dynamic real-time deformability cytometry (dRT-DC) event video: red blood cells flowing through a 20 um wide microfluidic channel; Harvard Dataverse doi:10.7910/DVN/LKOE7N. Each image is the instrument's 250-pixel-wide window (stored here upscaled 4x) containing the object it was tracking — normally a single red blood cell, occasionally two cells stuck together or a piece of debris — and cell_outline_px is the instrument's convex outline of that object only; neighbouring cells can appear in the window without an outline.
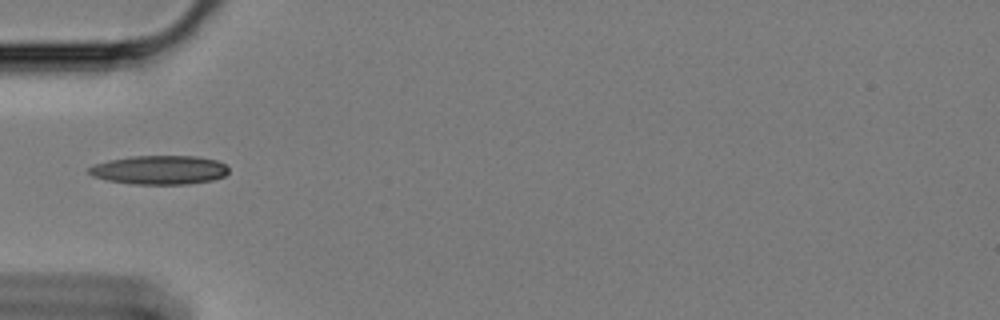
{"species": "Egyptian fruit bat (a non-hibernating species)", "species_latin": "Rousettus aegyptiacus", "temperature_condition": "cold", "stored_images_in_passage": 41, "camera_frame_rate_fps": 3000, "um_per_image_px": 0.085, "animal": {"sex": "female"}, "frame": {"image": 1, "passage_image": 1, "time_ms": 0.0, "image_size_px": [1000, 320], "cell_outline_px": [[228, 172], [224, 176], [212, 180], [188, 184], [132, 184], [108, 180], [92, 176], [88, 172], [88, 168], [96, 164], [108, 160], [132, 156], [196, 156], [216, 160], [224, 164], [228, 168]], "centroid_in_image_um": [13.55, 14.44], "position_along_channel_um": 71.4, "area_um2": 23.47}}
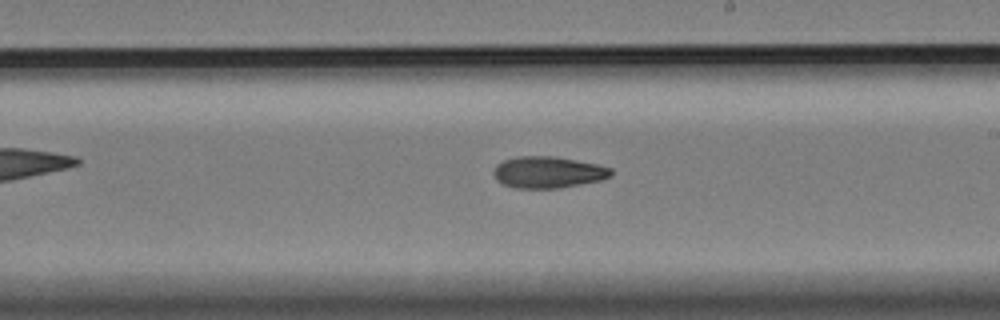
{"frame": {"image": 2, "passage_image": 16, "time_ms": 5.0, "image_size_px": [1000, 320], "cell_outline_px": [[612, 176], [600, 180], [560, 188], [516, 188], [504, 184], [496, 180], [492, 172], [496, 164], [504, 160], [520, 156], [556, 156], [600, 164], [612, 168]], "centroid_in_image_um": [46.6, 14.63], "position_along_channel_um": 242.4, "area_um2": 21.79}}
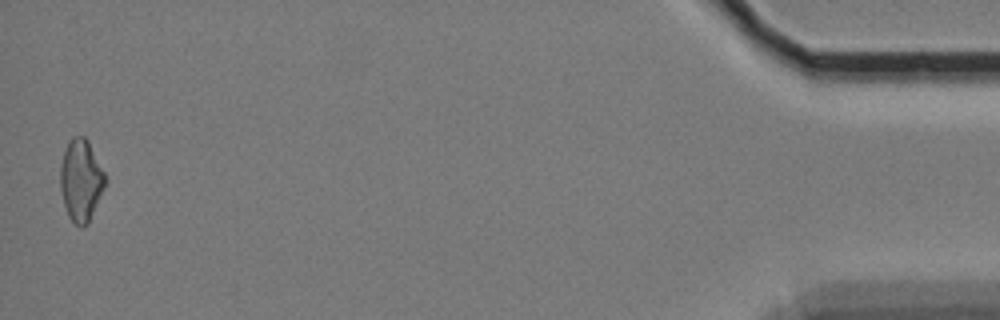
{"frame": {"image": 3, "passage_image": 40, "time_ms": 13.0, "image_size_px": [1000, 320], "cell_outline_px": [[108, 180], [88, 224], [80, 228], [68, 216], [64, 204], [60, 188], [60, 168], [64, 152], [72, 136], [84, 136], [88, 140]], "centroid_in_image_um": [6.89, 15.34], "position_along_channel_um": 428.3, "area_um2": 21.39}}